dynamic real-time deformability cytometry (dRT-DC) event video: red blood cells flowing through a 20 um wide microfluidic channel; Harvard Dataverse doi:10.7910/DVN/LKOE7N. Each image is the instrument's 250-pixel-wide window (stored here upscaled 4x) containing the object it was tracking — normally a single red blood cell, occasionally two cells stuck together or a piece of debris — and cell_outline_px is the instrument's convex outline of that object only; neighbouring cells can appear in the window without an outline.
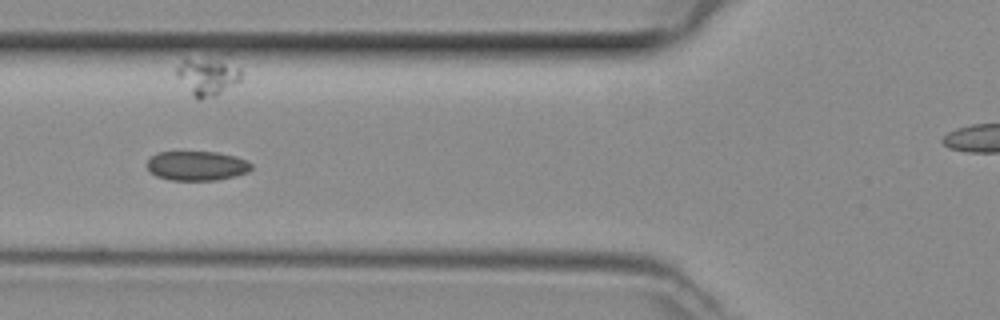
{"species": "common noctule bat (a hibernating species)", "species_latin": "Nyctalus noctula", "temperature_condition": "room temperature", "stored_images_in_passage": 35, "camera_frame_rate_fps": 3000, "um_per_image_px": 0.085, "animal": {"sex": "female", "body_mass_g": 29.2, "forearm_length_mm": 56.3}, "frame": {"image": 1, "passage_image": 9, "time_ms": 2.667, "image_size_px": [1000, 320], "cell_outline_px": [[252, 168], [248, 172], [236, 176], [216, 180], [172, 180], [156, 176], [148, 168], [148, 160], [156, 152], [216, 152], [236, 156], [252, 164]], "centroid_in_image_um": [16.75, 14.09], "position_along_channel_um": 109.1, "area_um2": 17.8}}
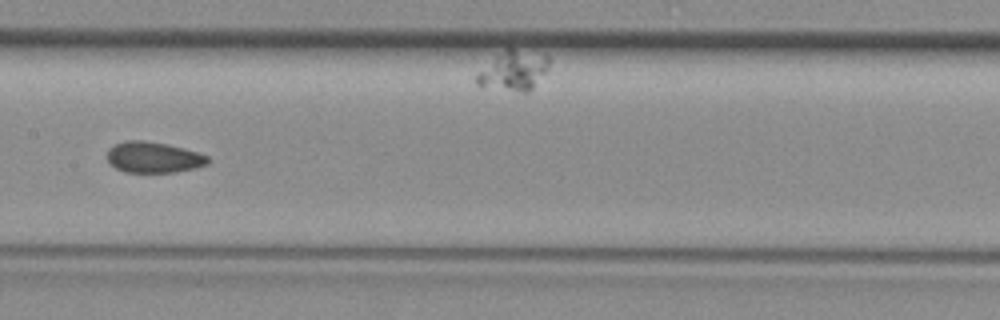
{"frame": {"image": 2, "passage_image": 15, "time_ms": 4.667, "image_size_px": [1000, 320], "cell_outline_px": [[212, 160], [208, 164], [196, 168], [176, 172], [124, 172], [116, 168], [108, 160], [108, 148], [124, 140], [144, 140], [168, 144], [184, 148], [208, 156]], "centroid_in_image_um": [13.08, 13.37], "position_along_channel_um": 194.3, "area_um2": 18.26}}
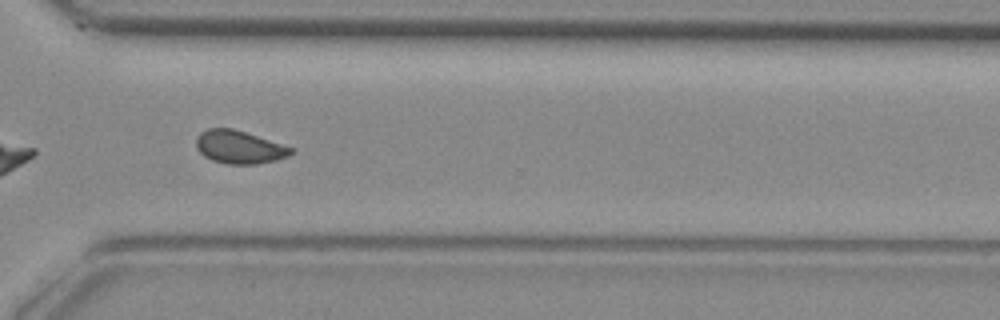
{"frame": {"image": 3, "passage_image": 26, "time_ms": 8.333, "image_size_px": [1000, 320], "cell_outline_px": [[296, 148], [288, 156], [276, 160], [256, 164], [228, 164], [212, 160], [204, 156], [196, 148], [196, 136], [200, 132], [208, 128], [232, 128]], "centroid_in_image_um": [20.33, 12.5], "position_along_channel_um": 350.3, "area_um2": 18.32}}